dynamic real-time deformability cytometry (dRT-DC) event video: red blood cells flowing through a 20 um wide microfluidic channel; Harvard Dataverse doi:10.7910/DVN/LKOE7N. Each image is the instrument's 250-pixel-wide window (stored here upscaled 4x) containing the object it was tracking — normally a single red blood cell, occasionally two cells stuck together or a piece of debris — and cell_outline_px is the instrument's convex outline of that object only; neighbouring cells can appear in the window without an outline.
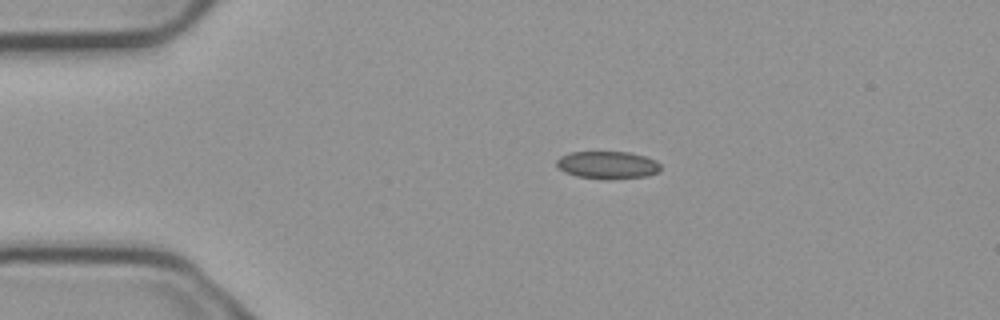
{"species": "common noctule bat (a hibernating species)", "species_latin": "Nyctalus noctula", "temperature_condition": "cold", "stored_images_in_passage": 4, "camera_frame_rate_fps": 3000, "um_per_image_px": 0.085, "animal": {"sex": "male", "body_mass_g": 23.1, "forearm_length_mm": 52.7}, "frame": {"image": 1, "passage_image": 3, "time_ms": 0.667, "image_size_px": [1000, 320], "cell_outline_px": [[660, 172], [648, 176], [608, 180], [604, 180], [576, 176], [564, 172], [556, 164], [556, 160], [560, 156], [572, 152], [628, 152], [644, 156], [656, 160], [660, 164]], "centroid_in_image_um": [51.66, 14.04], "position_along_channel_um": 33.3, "area_um2": 16.94}}